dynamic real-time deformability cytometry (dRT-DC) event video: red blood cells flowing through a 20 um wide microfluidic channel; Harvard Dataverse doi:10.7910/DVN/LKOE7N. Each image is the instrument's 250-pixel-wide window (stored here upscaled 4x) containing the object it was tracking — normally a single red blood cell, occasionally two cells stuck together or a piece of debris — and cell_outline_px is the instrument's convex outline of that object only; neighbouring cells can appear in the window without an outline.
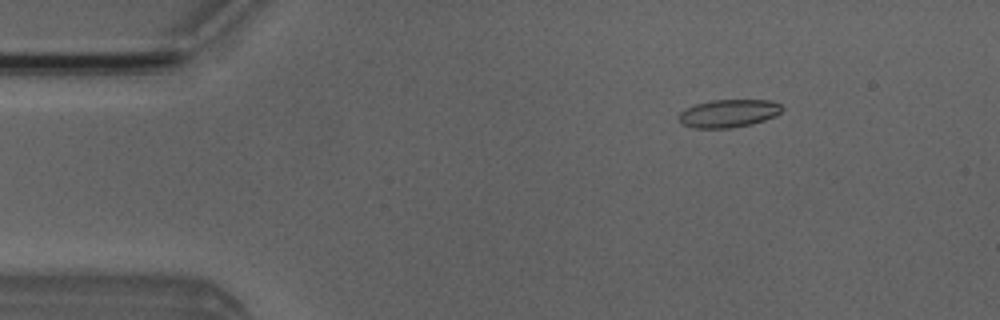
{"species": "Egyptian fruit bat (a non-hibernating species)", "species_latin": "Rousettus aegyptiacus", "temperature_condition": "room temperature", "stored_images_in_passage": 51, "camera_frame_rate_fps": 3000, "um_per_image_px": 0.085, "animal": {"sex": "male"}, "frame": {"image": 1, "passage_image": 7, "time_ms": 2.0, "image_size_px": [1000, 320], "cell_outline_px": [[784, 108], [776, 116], [752, 124], [732, 128], [692, 128], [680, 124], [676, 116], [684, 108], [696, 104], [712, 100], [768, 100], [780, 104]], "centroid_in_image_um": [61.88, 9.65], "position_along_channel_um": 23.1, "area_um2": 17.05}}
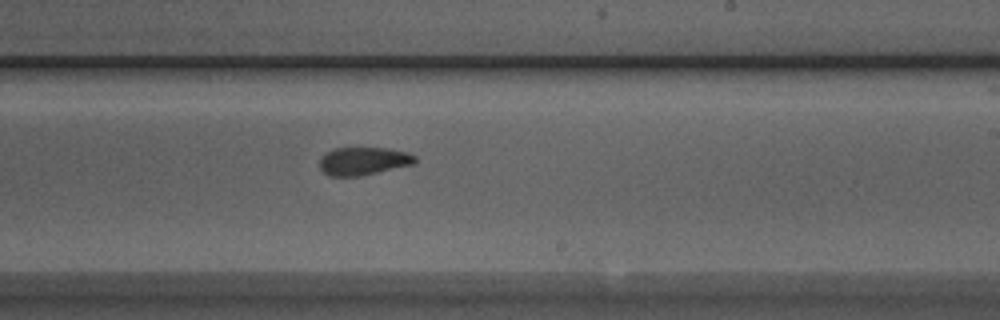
{"frame": {"image": 2, "passage_image": 30, "time_ms": 9.667, "image_size_px": [1000, 320], "cell_outline_px": [[416, 164], [360, 176], [328, 176], [320, 168], [320, 156], [332, 148], [388, 148], [408, 152], [416, 156]], "centroid_in_image_um": [30.9, 13.69], "position_along_channel_um": 258.1, "area_um2": 15.78}}
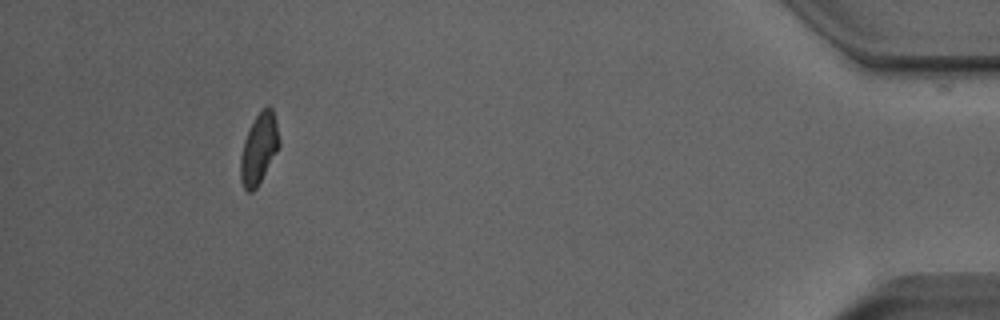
{"frame": {"image": 3, "passage_image": 47, "time_ms": 15.333, "image_size_px": [1000, 320], "cell_outline_px": [[280, 144], [276, 152], [256, 188], [252, 192], [248, 192], [244, 188], [240, 180], [240, 156], [244, 140], [256, 116], [268, 104], [272, 108], [276, 120], [280, 140]], "centroid_in_image_um": [22.0, 12.64], "position_along_channel_um": 413.2, "area_um2": 15.66}, "authors_computed_cell_mechanics": {"area_um2": 16.3574, "velocity_mm_per_s": 3.9747, "shape_relaxation_time_tau1_ms": 5.0546, "shape_relaxation_time_tau2_ms": 1.7427, "deformation_change_tau1": 0.128, "deformation_change_tau2": 0.0864}}